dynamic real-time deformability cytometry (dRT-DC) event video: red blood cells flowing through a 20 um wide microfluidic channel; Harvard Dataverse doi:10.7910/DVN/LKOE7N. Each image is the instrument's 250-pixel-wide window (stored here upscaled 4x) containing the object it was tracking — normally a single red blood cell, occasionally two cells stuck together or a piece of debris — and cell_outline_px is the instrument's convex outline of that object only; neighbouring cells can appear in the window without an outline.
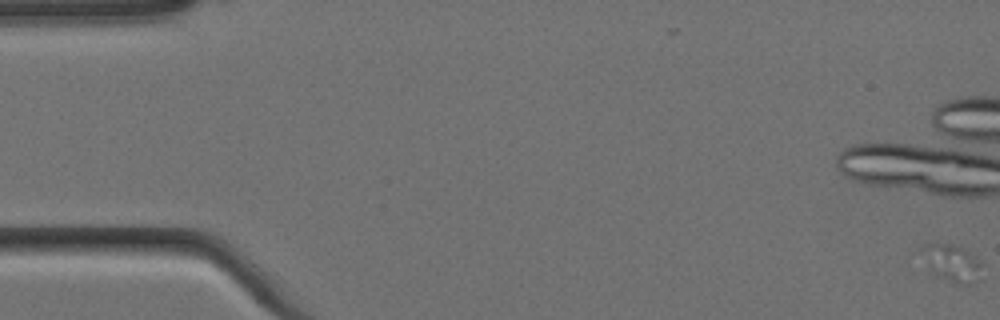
{"species": "Egyptian fruit bat (a non-hibernating species)", "species_latin": "Rousettus aegyptiacus", "temperature_condition": "cold", "stored_images_in_passage": 6, "camera_frame_rate_fps": 3000, "um_per_image_px": 0.085, "animal": {"sex": "female"}, "frame": {"image": 1, "passage_image": 1, "time_ms": 0.0, "image_size_px": [1000, 320], "cell_outline_px": [[984, 264], [980, 280], [972, 284], [956, 284], [932, 276], [920, 248], [924, 244], [952, 244], [964, 248], [980, 260]], "centroid_in_image_um": [80.96, 22.4], "position_along_channel_um": 4.0, "area_um2": 13.53}}